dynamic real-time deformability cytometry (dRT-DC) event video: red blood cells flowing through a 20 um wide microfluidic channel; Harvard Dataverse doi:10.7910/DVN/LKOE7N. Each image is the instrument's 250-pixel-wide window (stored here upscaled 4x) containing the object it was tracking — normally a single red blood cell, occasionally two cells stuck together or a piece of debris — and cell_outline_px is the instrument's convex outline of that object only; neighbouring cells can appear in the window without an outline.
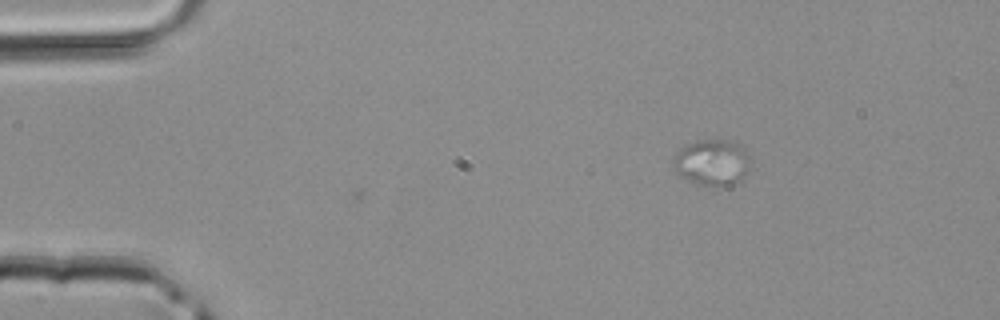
{"species": "common noctule bat (a hibernating species)", "species_latin": "Nyctalus noctula", "temperature_condition": "room temperature", "stored_images_in_passage": 20, "camera_frame_rate_fps": 3000, "um_per_image_px": 0.085, "animal": {"sex": "male", "body_mass_g": 20.4}, "frame": {"image": 1, "passage_image": 20, "time_ms": 6.333, "image_size_px": [1000, 320], "cell_outline_px": [[748, 172], [732, 184], [704, 184], [680, 176], [676, 172], [672, 160], [672, 156], [684, 144], [696, 140], [732, 140], [740, 144], [748, 152]], "centroid_in_image_um": [60.49, 13.73], "position_along_channel_um": 24.5, "area_um2": 20.35}}